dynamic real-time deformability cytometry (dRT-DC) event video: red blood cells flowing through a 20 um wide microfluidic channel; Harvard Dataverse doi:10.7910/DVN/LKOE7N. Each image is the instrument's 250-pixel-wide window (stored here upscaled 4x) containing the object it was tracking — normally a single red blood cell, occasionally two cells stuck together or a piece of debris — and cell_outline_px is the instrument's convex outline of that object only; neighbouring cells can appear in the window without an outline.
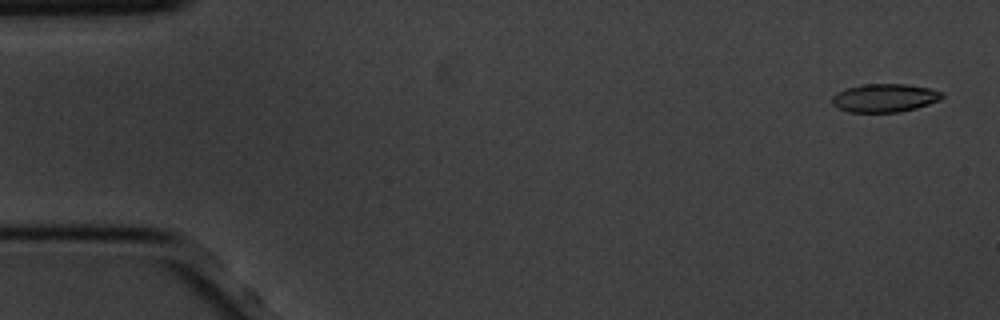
{"species": "common noctule bat (a hibernating species)", "species_latin": "Nyctalus noctula", "temperature_condition": "cold", "stored_images_in_passage": 13, "camera_frame_rate_fps": 3000, "um_per_image_px": 0.085, "animal": {"sex": "male", "body_mass_g": 20.1, "forearm_length_mm": 53.5}, "frame": {"image": 1, "passage_image": 2, "time_ms": 0.333, "image_size_px": [1000, 320], "cell_outline_px": [[944, 96], [940, 100], [916, 108], [900, 112], [848, 112], [832, 104], [832, 96], [836, 92], [844, 88], [864, 84], [908, 84], [928, 88], [944, 92]], "centroid_in_image_um": [75.19, 8.32], "position_along_channel_um": 9.8, "area_um2": 18.26}}